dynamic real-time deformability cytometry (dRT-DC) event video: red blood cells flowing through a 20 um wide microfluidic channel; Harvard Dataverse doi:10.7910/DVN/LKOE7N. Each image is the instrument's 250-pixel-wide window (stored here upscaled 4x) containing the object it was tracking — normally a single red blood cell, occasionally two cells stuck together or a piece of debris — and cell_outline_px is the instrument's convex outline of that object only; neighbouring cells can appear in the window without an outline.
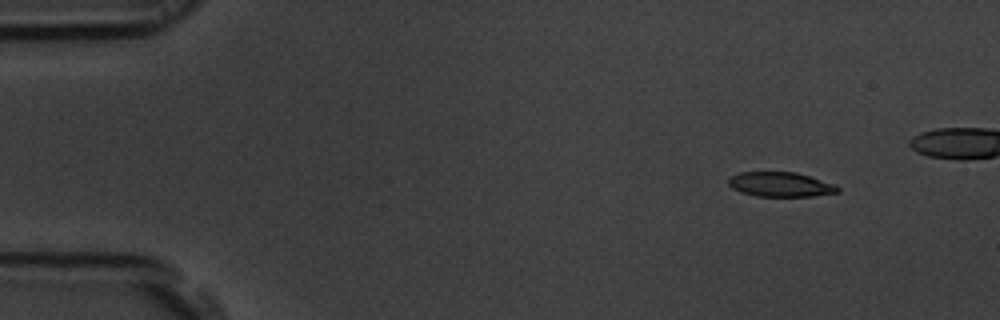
{"species": "common noctule bat (a hibernating species)", "species_latin": "Nyctalus noctula", "temperature_condition": "room temperature", "stored_images_in_passage": 43, "camera_frame_rate_fps": 3000, "um_per_image_px": 0.085, "animal": {"sex": "male", "body_mass_g": 19.5, "forearm_length_mm": 54.6}, "frame": {"image": 1, "passage_image": 1, "time_ms": 0.0, "image_size_px": [1000, 320], "cell_outline_px": [[840, 192], [812, 196], [756, 196], [740, 192], [732, 188], [728, 184], [728, 176], [740, 172], [796, 172], [836, 184], [840, 188]], "centroid_in_image_um": [66.33, 15.67], "position_along_channel_um": 18.7, "area_um2": 15.84}}
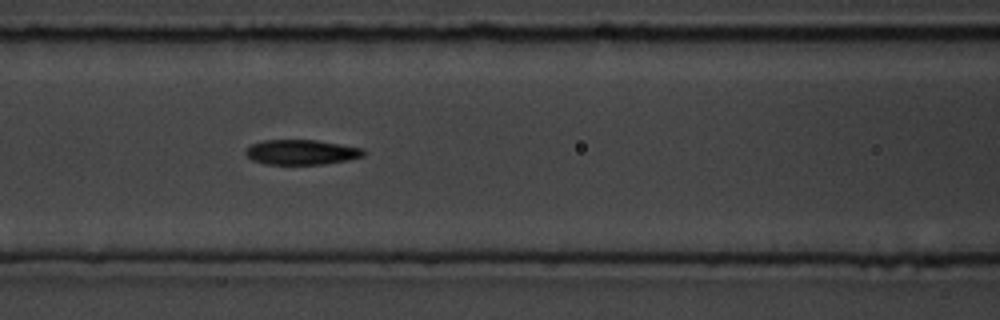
{"frame": {"image": 2, "passage_image": 18, "time_ms": 5.667, "image_size_px": [1000, 320], "cell_outline_px": [[364, 156], [348, 160], [324, 164], [264, 164], [252, 160], [244, 152], [252, 144], [264, 140], [316, 140], [364, 148]], "centroid_in_image_um": [25.64, 12.94], "position_along_channel_um": 141.0, "area_um2": 17.11}}
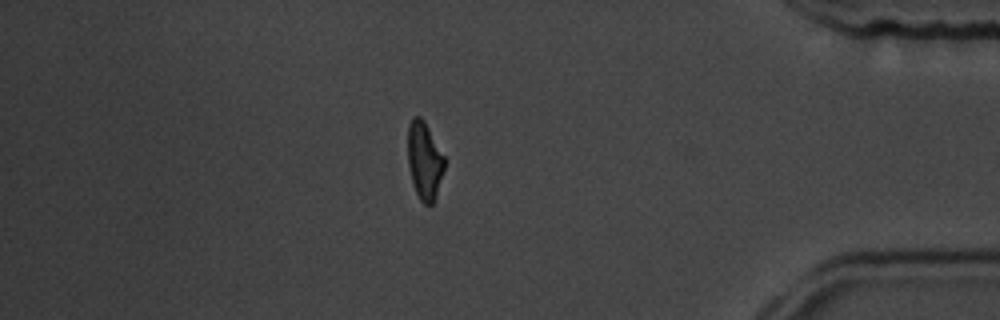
{"frame": {"image": 3, "passage_image": 41, "time_ms": 13.333, "image_size_px": [1000, 320], "cell_outline_px": [[444, 168], [436, 196], [432, 204], [424, 204], [420, 200], [412, 184], [408, 164], [408, 124], [412, 116], [420, 116], [424, 120], [444, 156]], "centroid_in_image_um": [36.06, 13.63], "position_along_channel_um": 399.1, "area_um2": 16.53}, "authors_computed_cell_mechanics": {"area_um2": 17.3978, "velocity_mm_per_s": 3.8415, "shape_relaxation_time_tau1_ms": 3.1298, "shape_relaxation_time_tau2_ms": 3.7465, "deformation_change_tau1": 0.159, "deformation_change_tau2": 0.1025}}